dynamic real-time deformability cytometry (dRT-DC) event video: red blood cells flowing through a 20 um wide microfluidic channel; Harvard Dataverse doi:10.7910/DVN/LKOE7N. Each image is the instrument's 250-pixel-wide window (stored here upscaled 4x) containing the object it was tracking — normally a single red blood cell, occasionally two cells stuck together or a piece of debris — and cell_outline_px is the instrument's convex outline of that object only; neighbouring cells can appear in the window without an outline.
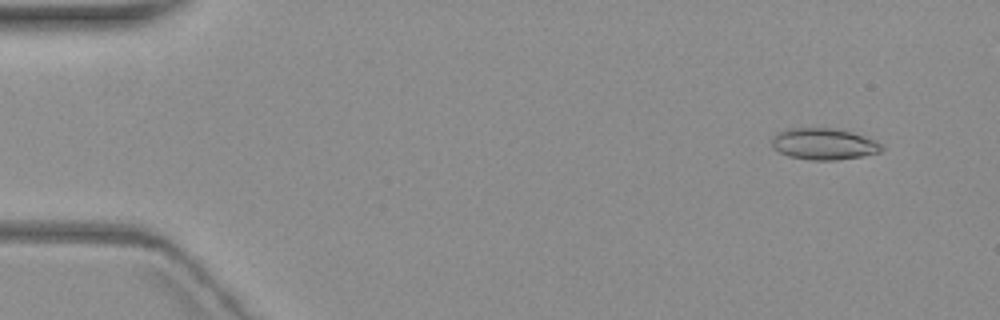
{"species": "common noctule bat (a hibernating species)", "species_latin": "Nyctalus noctula", "temperature_condition": "warm", "stored_images_in_passage": 6, "camera_frame_rate_fps": 3000, "um_per_image_px": 0.085, "animal": {"sex": "female", "body_mass_g": 19.3, "forearm_length_mm": 54.1}, "frame": {"image": 1, "passage_image": 1, "time_ms": 0.0, "image_size_px": [1000, 320], "cell_outline_px": [[884, 148], [880, 152], [860, 156], [836, 160], [812, 160], [788, 156], [772, 148], [772, 136], [788, 128], [832, 128], [852, 132], [876, 140]], "centroid_in_image_um": [70.01, 12.23], "position_along_channel_um": 15.0, "area_um2": 20.06}}
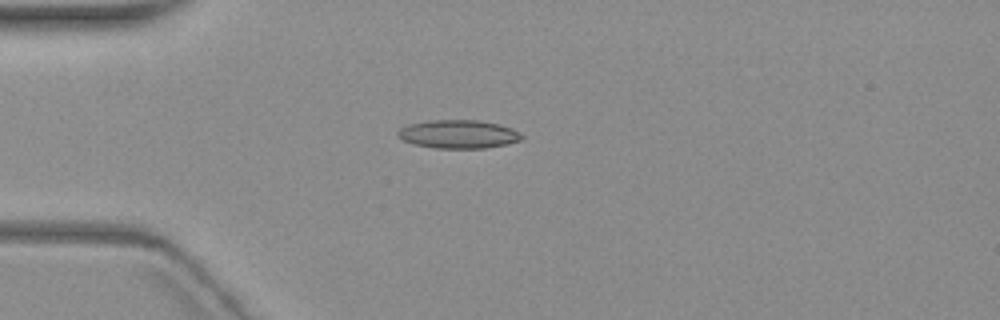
{"frame": {"image": 2, "passage_image": 4, "time_ms": 3.667, "image_size_px": [1000, 320], "cell_outline_px": [[524, 136], [520, 140], [504, 144], [484, 148], [436, 148], [416, 144], [404, 140], [396, 132], [400, 128], [408, 124], [432, 120], [476, 120], [500, 124], [512, 128], [520, 132]], "centroid_in_image_um": [38.99, 11.39], "position_along_channel_um": 46.0, "area_um2": 20.29}}
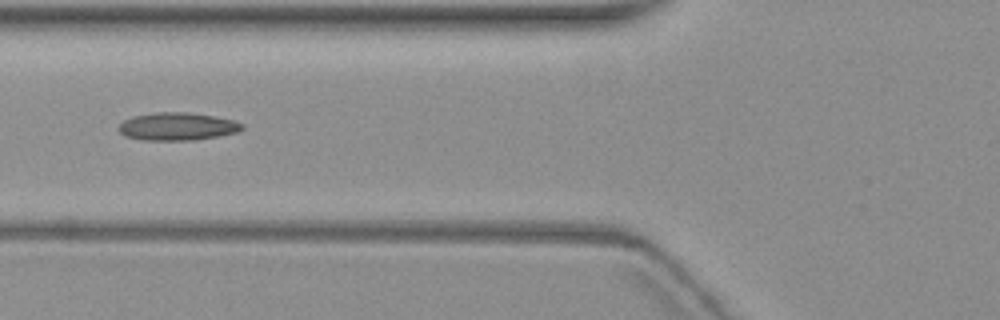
{"frame": {"image": 3, "passage_image": 6, "time_ms": 6.0, "image_size_px": [1000, 320], "cell_outline_px": [[244, 128], [236, 132], [220, 136], [196, 140], [144, 140], [124, 136], [116, 128], [124, 120], [132, 116], [156, 112], [188, 112], [216, 116], [232, 120], [244, 124]], "centroid_in_image_um": [15.06, 10.75], "position_along_channel_um": 110.7, "area_um2": 20.17}}